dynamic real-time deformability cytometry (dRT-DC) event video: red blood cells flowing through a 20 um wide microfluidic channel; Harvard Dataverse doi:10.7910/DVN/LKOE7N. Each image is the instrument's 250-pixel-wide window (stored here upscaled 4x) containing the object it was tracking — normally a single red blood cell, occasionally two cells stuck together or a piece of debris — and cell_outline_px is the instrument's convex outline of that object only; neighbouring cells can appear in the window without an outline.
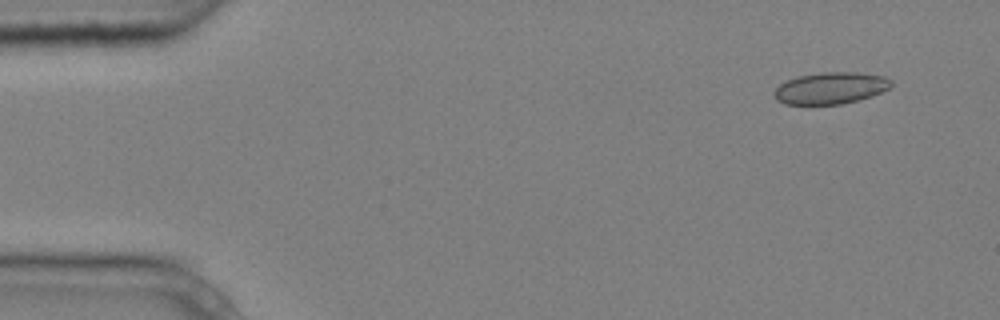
{"species": "common noctule bat (a hibernating species)", "species_latin": "Nyctalus noctula", "temperature_condition": "cold", "stored_images_in_passage": 4, "camera_frame_rate_fps": 3000, "um_per_image_px": 0.085, "animal": {"sex": "male", "body_mass_g": 20.4}, "frame": {"image": 1, "passage_image": 1, "time_ms": 0.0, "image_size_px": [1000, 320], "cell_outline_px": [[892, 84], [888, 88], [872, 96], [840, 104], [784, 104], [776, 100], [772, 92], [780, 84], [796, 76], [820, 72], [856, 72], [884, 76], [892, 80]], "centroid_in_image_um": [70.57, 7.48], "position_along_channel_um": 14.4, "area_um2": 21.62}}
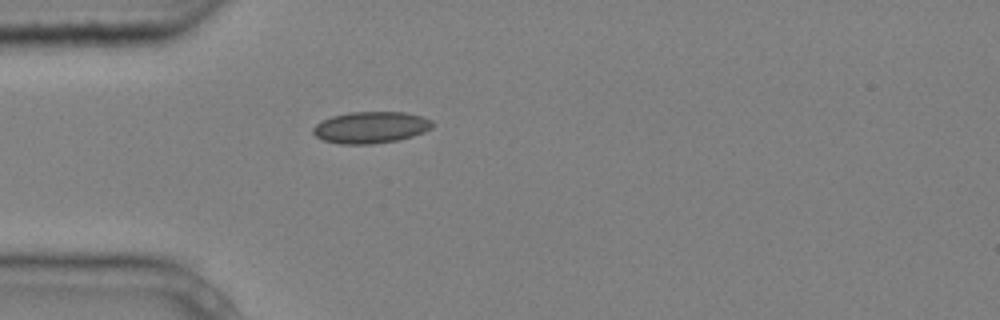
{"frame": {"image": 2, "passage_image": 4, "time_ms": 1.0, "image_size_px": [1000, 320], "cell_outline_px": [[436, 124], [432, 128], [424, 132], [412, 136], [396, 140], [372, 144], [340, 144], [324, 140], [316, 136], [312, 132], [312, 128], [316, 124], [332, 116], [348, 112], [404, 112], [424, 116], [432, 120]], "centroid_in_image_um": [31.55, 10.82], "position_along_channel_um": 53.4, "area_um2": 22.08}}